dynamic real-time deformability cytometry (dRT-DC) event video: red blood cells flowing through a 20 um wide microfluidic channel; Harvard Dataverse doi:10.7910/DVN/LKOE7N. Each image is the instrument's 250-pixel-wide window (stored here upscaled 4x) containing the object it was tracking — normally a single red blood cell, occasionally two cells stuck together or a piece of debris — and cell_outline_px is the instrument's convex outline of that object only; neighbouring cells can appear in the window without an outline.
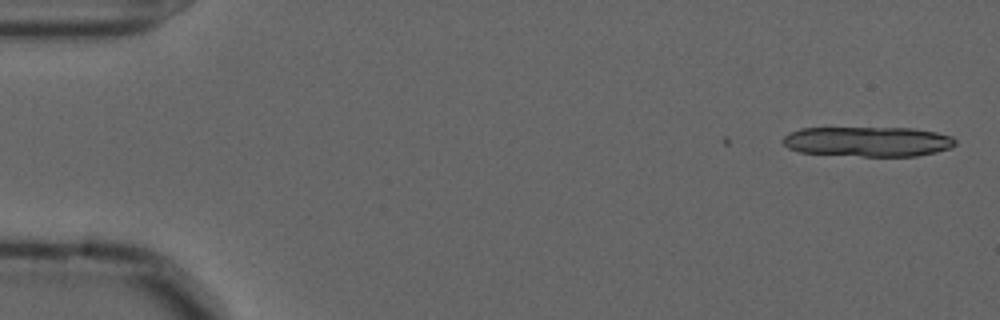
{"species": "common noctule bat (a hibernating species)", "species_latin": "Nyctalus noctula", "temperature_condition": "cold", "stored_images_in_passage": 4, "camera_frame_rate_fps": 3000, "um_per_image_px": 0.085, "animal": {"sex": "male", "forearm_length_mm": 52.5}, "frame": {"image": 1, "passage_image": 4, "time_ms": 1.0, "image_size_px": [1000, 320], "cell_outline_px": [[956, 144], [952, 148], [936, 152], [916, 156], [864, 156], [800, 152], [788, 148], [780, 140], [788, 132], [800, 128], [912, 128], [936, 132], [952, 136], [956, 140]], "centroid_in_image_um": [73.77, 12.03], "position_along_channel_um": 11.2, "area_um2": 30.23}}